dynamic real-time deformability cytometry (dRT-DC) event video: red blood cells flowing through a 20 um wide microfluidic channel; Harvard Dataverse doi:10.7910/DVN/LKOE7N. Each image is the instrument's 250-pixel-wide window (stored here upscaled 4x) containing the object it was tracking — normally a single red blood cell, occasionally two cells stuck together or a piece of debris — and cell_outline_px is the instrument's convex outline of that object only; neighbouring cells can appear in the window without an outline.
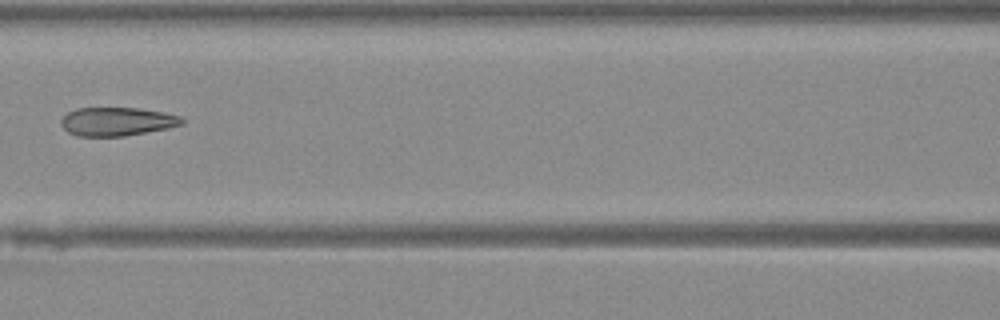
{"species": "Egyptian fruit bat (a non-hibernating species)", "species_latin": "Rousettus aegyptiacus", "temperature_condition": "warm", "stored_images_in_passage": 41, "camera_frame_rate_fps": 3000, "um_per_image_px": 0.085, "animal": {"sex": "female"}, "frame": {"image": 1, "passage_image": 20, "time_ms": 6.333, "image_size_px": [1000, 320], "cell_outline_px": [[184, 124], [168, 128], [124, 136], [76, 136], [68, 132], [60, 124], [60, 120], [68, 112], [76, 108], [136, 108], [164, 112], [180, 116], [184, 120]], "centroid_in_image_um": [9.94, 10.33], "position_along_channel_um": 156.7, "area_um2": 20.11}}
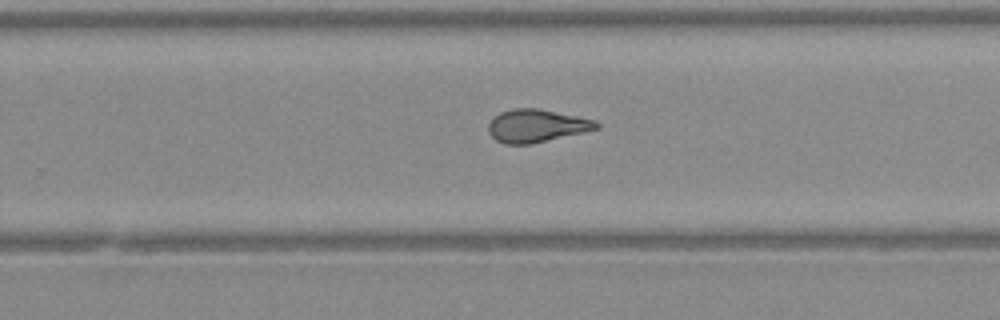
{"frame": {"image": 2, "passage_image": 29, "time_ms": 9.333, "image_size_px": [1000, 320], "cell_outline_px": [[600, 128], [584, 132], [532, 144], [504, 144], [496, 140], [488, 132], [488, 124], [500, 112], [512, 108], [536, 108], [596, 120], [600, 124]], "centroid_in_image_um": [45.61, 10.7], "position_along_channel_um": 284.2, "area_um2": 20.63}}
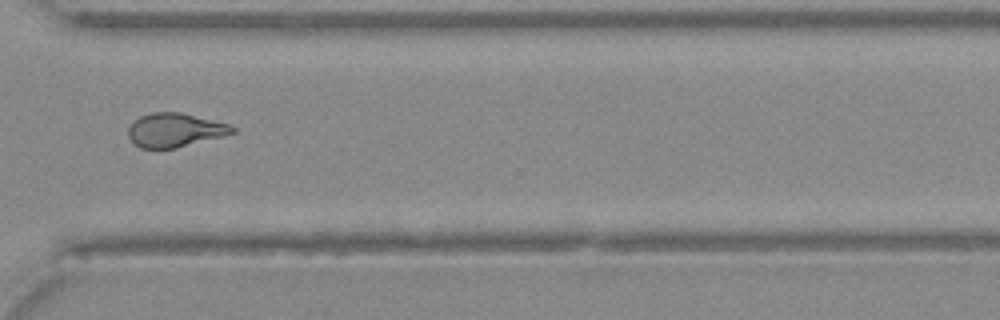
{"frame": {"image": 3, "passage_image": 34, "time_ms": 11.0, "image_size_px": [1000, 320], "cell_outline_px": [[236, 132], [176, 148], [140, 148], [128, 136], [128, 128], [140, 116], [152, 112], [180, 112], [228, 124], [236, 128]], "centroid_in_image_um": [14.86, 11.05], "position_along_channel_um": 355.7, "area_um2": 20.17}}